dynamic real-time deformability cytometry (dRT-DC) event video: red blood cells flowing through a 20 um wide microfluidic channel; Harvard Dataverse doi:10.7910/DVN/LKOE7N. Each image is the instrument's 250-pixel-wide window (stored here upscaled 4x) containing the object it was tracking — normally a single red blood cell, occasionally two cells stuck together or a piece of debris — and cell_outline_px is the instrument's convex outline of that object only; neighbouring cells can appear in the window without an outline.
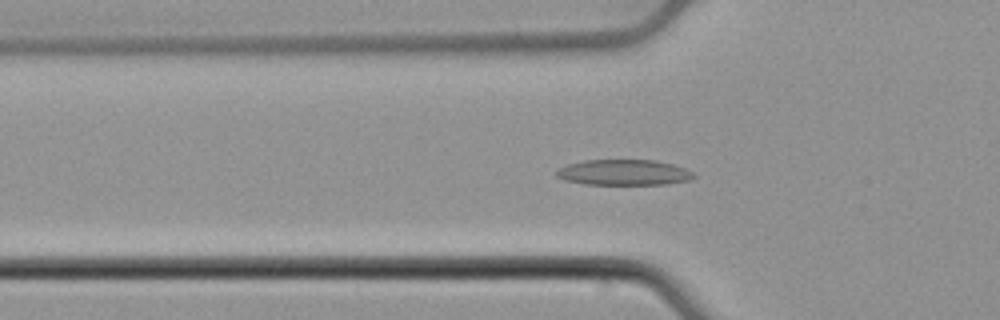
{"species": "common noctule bat (a hibernating species)", "species_latin": "Nyctalus noctula", "temperature_condition": "cold", "stored_images_in_passage": 39, "camera_frame_rate_fps": 3000, "um_per_image_px": 0.085, "animal": {"sex": "male", "body_mass_g": 21.5, "forearm_length_mm": 52.0}, "frame": {"image": 1, "passage_image": 3, "time_ms": 0.667, "image_size_px": [1000, 320], "cell_outline_px": [[696, 176], [688, 180], [664, 184], [584, 184], [564, 180], [556, 176], [556, 172], [560, 168], [568, 164], [584, 160], [656, 160], [672, 164], [684, 168], [692, 172]], "centroid_in_image_um": [53.0, 14.65], "position_along_channel_um": 72.8, "area_um2": 20.35}}
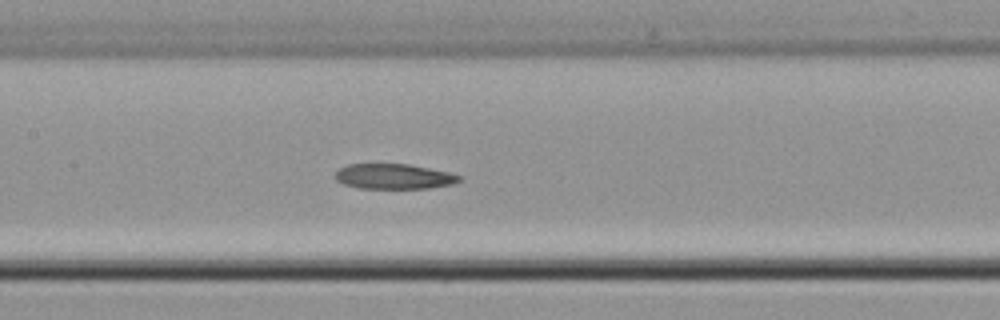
{"frame": {"image": 2, "passage_image": 11, "time_ms": 3.333, "image_size_px": [1000, 320], "cell_outline_px": [[464, 180], [452, 184], [428, 188], [360, 188], [344, 184], [336, 180], [336, 172], [340, 168], [348, 164], [408, 164], [448, 172], [460, 176]], "centroid_in_image_um": [33.49, 15.0], "position_along_channel_um": 173.9, "area_um2": 18.03}}
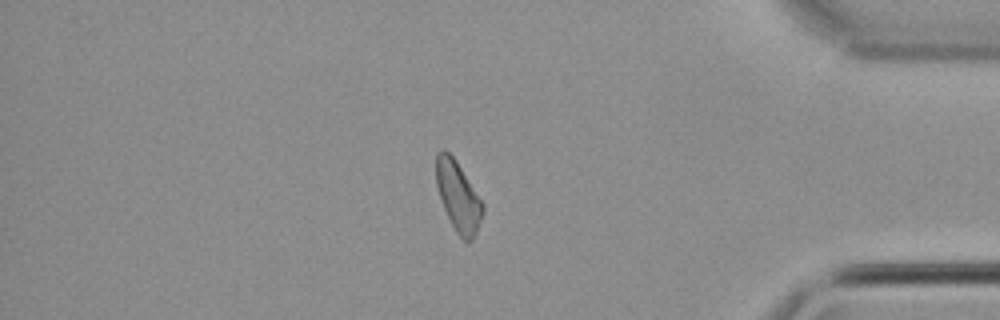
{"frame": {"image": 3, "passage_image": 31, "time_ms": 10.0, "image_size_px": [1000, 320], "cell_outline_px": [[484, 212], [476, 232], [472, 240], [468, 244], [456, 232], [444, 208], [436, 184], [436, 152], [440, 148], [444, 148], [456, 160], [484, 204]], "centroid_in_image_um": [38.94, 16.67], "position_along_channel_um": 396.3, "area_um2": 18.9}}